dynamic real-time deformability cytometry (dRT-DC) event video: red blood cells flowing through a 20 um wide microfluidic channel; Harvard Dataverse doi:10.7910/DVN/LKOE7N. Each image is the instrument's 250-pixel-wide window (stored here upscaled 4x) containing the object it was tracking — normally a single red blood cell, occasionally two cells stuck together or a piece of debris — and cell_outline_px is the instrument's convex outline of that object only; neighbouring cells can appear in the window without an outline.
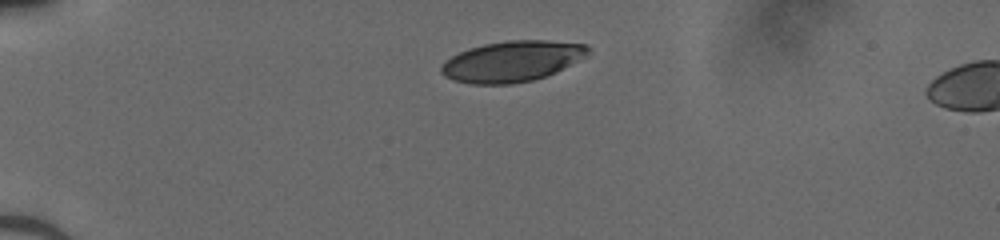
{"species": "human", "species_latin": "Homo sapiens", "temperature_condition": "cold", "stored_images_in_passage": 5, "camera_frame_rate_fps": 3000, "um_per_image_px": 0.085, "donor": {"sex": "male"}, "frame": {"image": 1, "passage_image": 1, "time_ms": 0.0, "image_size_px": [1000, 240], "cell_outline_px": [[592, 48], [588, 52], [556, 72], [548, 76], [532, 80], [512, 84], [472, 84], [452, 80], [444, 76], [440, 72], [440, 68], [452, 56], [468, 48], [484, 44], [508, 40], [548, 40], [588, 44]], "centroid_in_image_um": [43.5, 5.21], "position_along_channel_um": 41.5, "area_um2": 34.68}}